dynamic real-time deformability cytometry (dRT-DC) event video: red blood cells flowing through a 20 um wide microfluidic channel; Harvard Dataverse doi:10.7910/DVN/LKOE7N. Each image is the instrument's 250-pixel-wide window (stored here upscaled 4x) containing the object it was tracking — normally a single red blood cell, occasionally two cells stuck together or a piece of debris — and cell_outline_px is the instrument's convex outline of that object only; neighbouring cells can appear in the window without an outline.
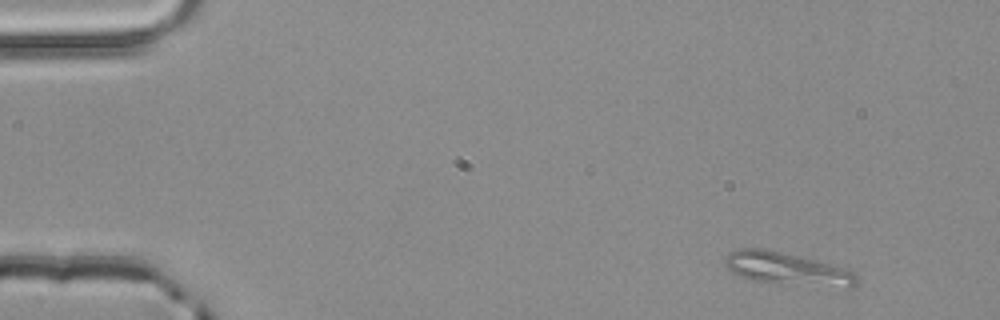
{"species": "common noctule bat (a hibernating species)", "species_latin": "Nyctalus noctula", "temperature_condition": "room temperature", "stored_images_in_passage": 3, "camera_frame_rate_fps": 3000, "um_per_image_px": 0.085, "animal": {"sex": "male", "body_mass_g": 20.4}, "frame": {"image": 1, "passage_image": 1, "time_ms": 0.0, "image_size_px": [1000, 320], "cell_outline_px": [[856, 284], [848, 288], [756, 280], [740, 276], [728, 268], [724, 264], [724, 260], [728, 252], [736, 248], [764, 248], [800, 256], [816, 260], [852, 272], [856, 276]], "centroid_in_image_um": [66.83, 22.81], "position_along_channel_um": 18.2, "area_um2": 24.22}}
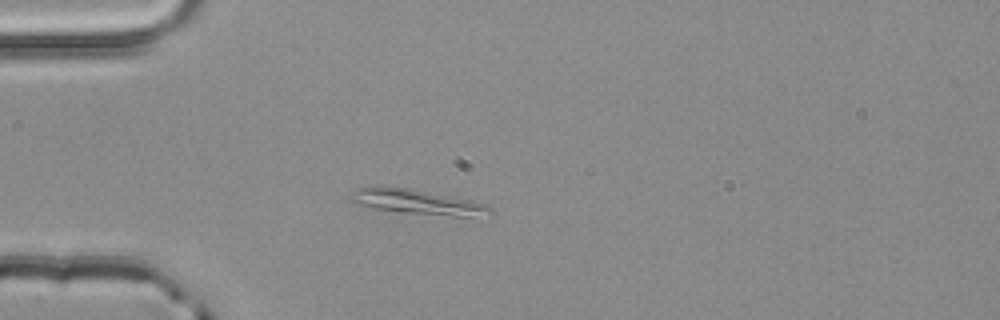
{"frame": {"image": 2, "passage_image": 3, "time_ms": 0.667, "image_size_px": [1000, 320], "cell_outline_px": [[492, 216], [452, 216], [360, 208], [348, 200], [348, 196], [356, 188], [404, 188], [452, 196], [488, 204], [492, 208]], "centroid_in_image_um": [35.46, 17.2], "position_along_channel_um": 49.5, "area_um2": 20.17}}